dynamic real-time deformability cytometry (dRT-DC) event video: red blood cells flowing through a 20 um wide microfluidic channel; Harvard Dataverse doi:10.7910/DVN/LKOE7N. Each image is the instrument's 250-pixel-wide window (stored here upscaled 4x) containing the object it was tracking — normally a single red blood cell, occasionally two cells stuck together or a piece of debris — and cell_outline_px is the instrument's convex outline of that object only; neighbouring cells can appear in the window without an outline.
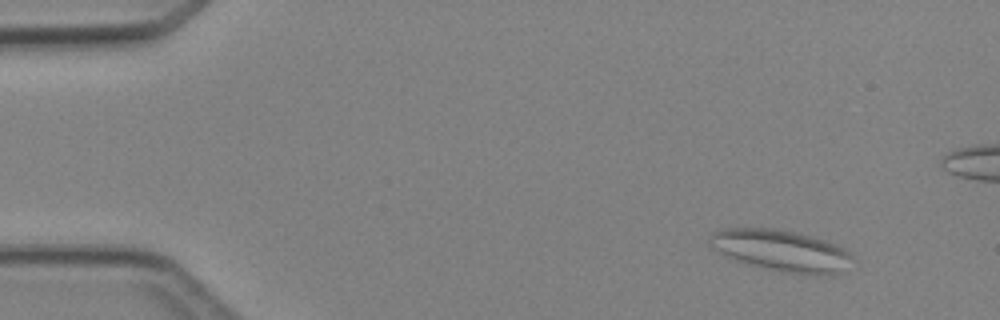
{"species": "Egyptian fruit bat (a non-hibernating species)", "species_latin": "Rousettus aegyptiacus", "temperature_condition": "cold", "stored_images_in_passage": 6, "camera_frame_rate_fps": 3000, "um_per_image_px": 0.085, "animal": {"sex": "female"}, "frame": {"image": 1, "passage_image": 1, "time_ms": 0.0, "image_size_px": [1000, 320], "cell_outline_px": [[852, 256], [840, 272], [824, 276], [780, 272], [736, 260], [728, 256], [716, 248], [712, 244], [708, 236], [712, 232], [724, 228], [776, 228], [796, 232], [824, 240], [844, 248]], "centroid_in_image_um": [66.4, 21.29], "position_along_channel_um": 18.6, "area_um2": 33.87}}